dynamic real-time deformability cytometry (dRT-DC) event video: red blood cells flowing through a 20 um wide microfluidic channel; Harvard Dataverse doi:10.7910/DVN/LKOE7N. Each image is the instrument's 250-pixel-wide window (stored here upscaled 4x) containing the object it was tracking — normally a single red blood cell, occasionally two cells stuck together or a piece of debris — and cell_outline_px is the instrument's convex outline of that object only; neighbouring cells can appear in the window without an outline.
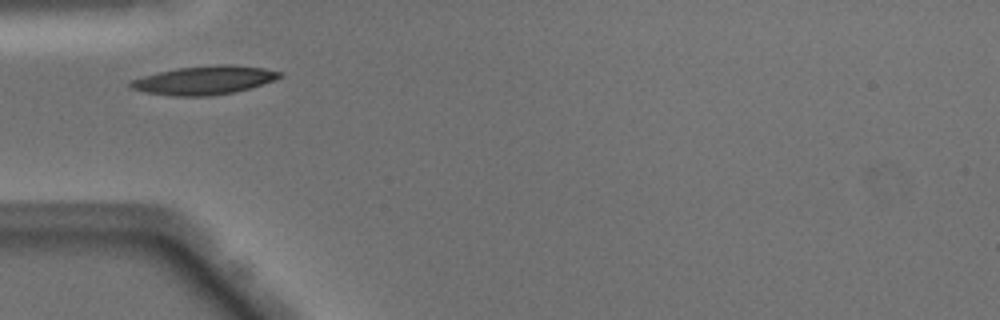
{"species": "Egyptian fruit bat (a non-hibernating species)", "species_latin": "Rousettus aegyptiacus", "temperature_condition": "warm", "stored_images_in_passage": 35, "camera_frame_rate_fps": 3000, "um_per_image_px": 0.085, "animal": {"sex": "male"}, "frame": {"image": 1, "passage_image": 1, "time_ms": 0.0, "image_size_px": [1000, 320], "cell_outline_px": [[284, 76], [248, 88], [232, 92], [208, 96], [172, 96], [144, 92], [132, 88], [128, 84], [132, 80], [144, 76], [176, 68], [220, 64], [228, 64], [264, 68], [280, 72]], "centroid_in_image_um": [17.34, 6.81], "position_along_channel_um": 67.7, "area_um2": 24.45}}
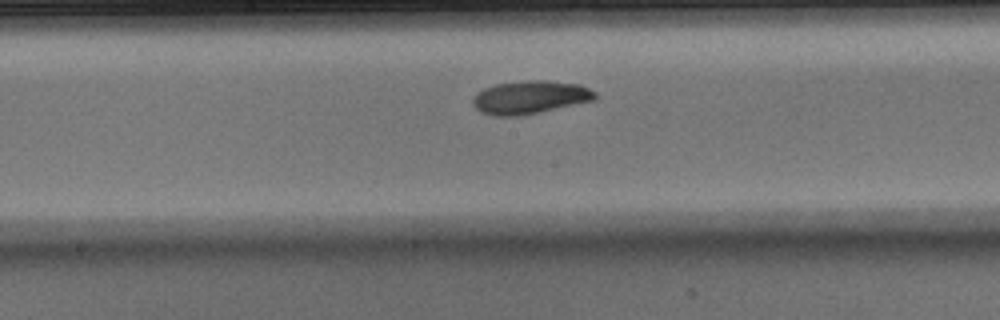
{"frame": {"image": 2, "passage_image": 11, "time_ms": 3.333, "image_size_px": [1000, 320], "cell_outline_px": [[596, 96], [592, 100], [536, 112], [516, 116], [496, 116], [480, 112], [472, 104], [472, 100], [484, 88], [496, 84], [528, 80], [544, 80], [580, 84], [596, 92]], "centroid_in_image_um": [45.02, 8.26], "position_along_channel_um": 203.2, "area_um2": 23.06}}
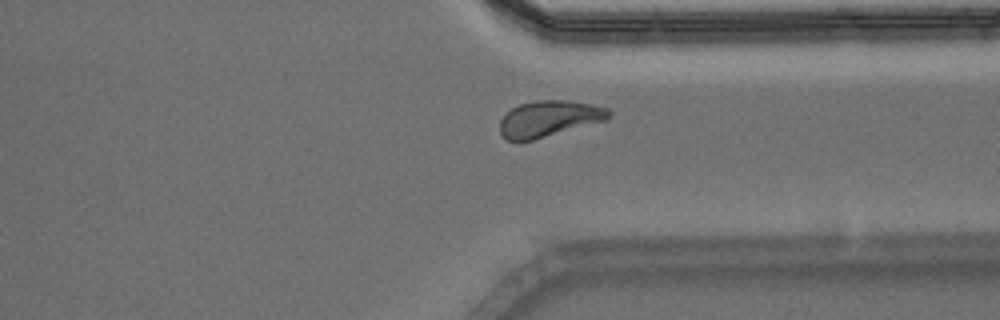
{"frame": {"image": 3, "passage_image": 23, "time_ms": 7.333, "image_size_px": [1000, 320], "cell_outline_px": [[612, 116], [604, 120], [520, 144], [508, 140], [500, 132], [500, 120], [512, 108], [520, 104], [536, 100], [568, 100], [608, 108], [612, 112]], "centroid_in_image_um": [46.63, 10.11], "position_along_channel_um": 364.8, "area_um2": 22.95}, "authors_computed_cell_mechanics": {"area_um2": 22.4264, "velocity_mm_per_s": 4.0531, "shape_relaxation_time_tau1_ms": 4.1089, "shape_relaxation_time_tau2_ms": 9.0445, "deformation_change_tau1": 0.1414, "deformation_change_tau2": 0.1543}}